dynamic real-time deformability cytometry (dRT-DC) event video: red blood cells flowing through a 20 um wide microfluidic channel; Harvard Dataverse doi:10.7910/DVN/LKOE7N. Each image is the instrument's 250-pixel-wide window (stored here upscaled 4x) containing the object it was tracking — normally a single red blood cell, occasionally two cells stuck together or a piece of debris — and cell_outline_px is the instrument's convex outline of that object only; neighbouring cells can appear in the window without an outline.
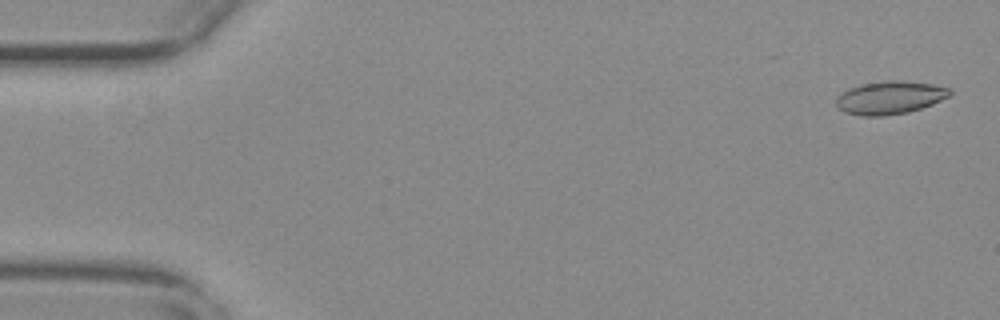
{"species": "common noctule bat (a hibernating species)", "species_latin": "Nyctalus noctula", "temperature_condition": "warm", "stored_images_in_passage": 13, "camera_frame_rate_fps": 3000, "um_per_image_px": 0.085, "animal": {"sex": "female", "body_mass_g": 29.2, "forearm_length_mm": 56.3}, "frame": {"image": 1, "passage_image": 2, "time_ms": 0.333, "image_size_px": [1000, 320], "cell_outline_px": [[952, 92], [948, 96], [932, 104], [908, 112], [884, 116], [860, 116], [844, 112], [836, 104], [836, 100], [844, 92], [860, 84], [888, 80], [892, 80], [932, 84], [948, 88]], "centroid_in_image_um": [75.63, 8.31], "position_along_channel_um": 9.4, "area_um2": 21.44}}